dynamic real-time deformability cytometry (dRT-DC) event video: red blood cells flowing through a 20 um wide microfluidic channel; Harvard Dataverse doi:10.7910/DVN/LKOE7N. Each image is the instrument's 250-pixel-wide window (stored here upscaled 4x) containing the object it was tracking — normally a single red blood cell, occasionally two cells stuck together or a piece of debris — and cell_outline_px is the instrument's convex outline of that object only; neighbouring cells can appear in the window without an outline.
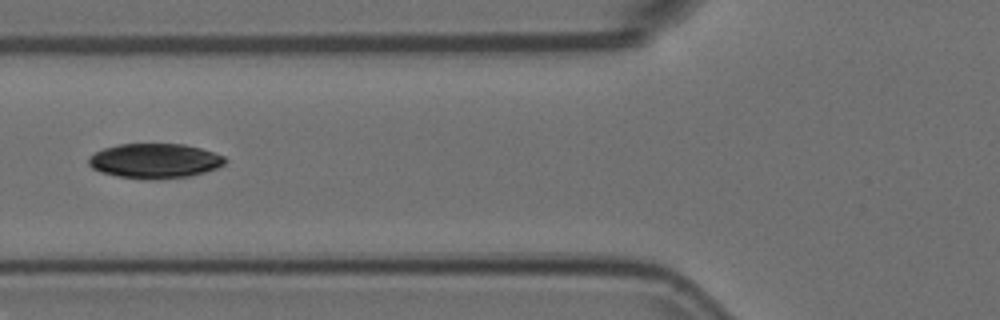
{"species": "Egyptian fruit bat (a non-hibernating species)", "species_latin": "Rousettus aegyptiacus", "temperature_condition": "room temperature", "stored_images_in_passage": 9, "camera_frame_rate_fps": 3000, "um_per_image_px": 0.085, "animal": {"sex": "female"}, "frame": {"image": 1, "passage_image": 6, "time_ms": 1.667, "image_size_px": [1000, 320], "cell_outline_px": [[228, 160], [224, 164], [216, 168], [204, 172], [188, 176], [160, 180], [148, 180], [116, 176], [100, 172], [92, 168], [88, 164], [88, 156], [104, 148], [116, 144], [184, 144], [200, 148], [224, 156]], "centroid_in_image_um": [13.13, 13.68], "position_along_channel_um": 112.7, "area_um2": 27.86}}
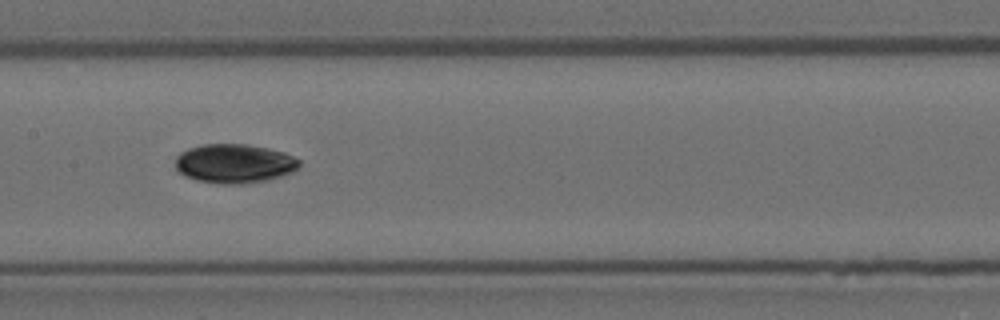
{"frame": {"image": 2, "passage_image": 8, "time_ms": 2.333, "image_size_px": [1000, 320], "cell_outline_px": [[300, 164], [292, 172], [268, 180], [244, 184], [220, 184], [196, 180], [184, 176], [176, 168], [176, 156], [180, 152], [188, 148], [204, 144], [244, 144], [268, 148], [284, 152], [300, 160]], "centroid_in_image_um": [19.9, 13.9], "position_along_channel_um": 187.5, "area_um2": 28.32}}
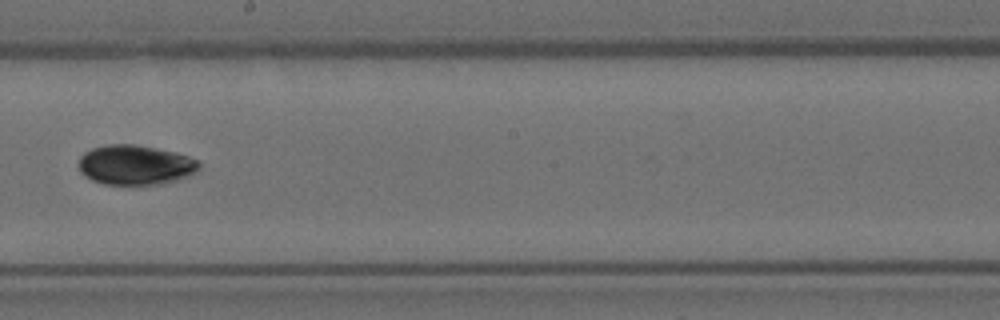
{"frame": {"image": 3, "passage_image": 9, "time_ms": 2.667, "image_size_px": [1000, 320], "cell_outline_px": [[200, 168], [196, 172], [188, 176], [176, 180], [160, 184], [104, 184], [92, 180], [84, 176], [80, 172], [80, 156], [84, 152], [92, 148], [108, 144], [132, 144], [156, 148], [176, 152], [188, 156], [196, 160], [200, 164]], "centroid_in_image_um": [11.5, 14.01], "position_along_channel_um": 236.7, "area_um2": 27.86}}